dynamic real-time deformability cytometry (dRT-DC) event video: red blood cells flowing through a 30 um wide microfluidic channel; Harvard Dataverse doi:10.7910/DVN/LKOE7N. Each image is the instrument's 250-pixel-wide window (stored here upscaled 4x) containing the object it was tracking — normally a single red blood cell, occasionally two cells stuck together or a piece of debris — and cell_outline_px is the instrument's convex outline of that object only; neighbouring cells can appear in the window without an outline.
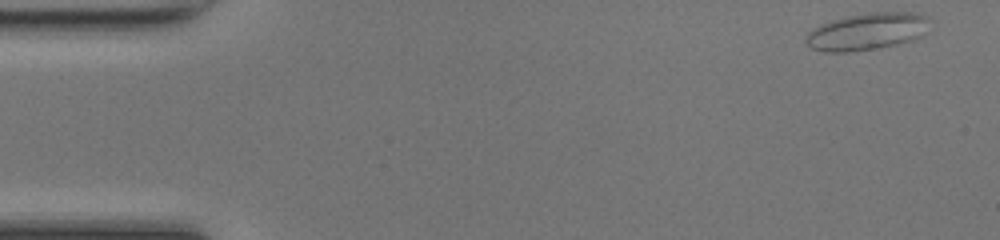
{"species": "common noctule bat (a hibernating species)", "species_latin": "Nyctalus noctula", "temperature_condition": "room temperature", "stored_images_in_passage": 46, "segment_of_instrument_passage": [1, 2], "camera_frame_rate_fps": 3000, "um_per_image_px": 0.085, "animal": {"sex": "female", "body_mass_g": 17.0, "forearm_length_mm": 48.0}, "frame": {"image": 1, "passage_image": 1, "time_ms": 0.0, "image_size_px": [1000, 240], "cell_outline_px": [[932, 20], [924, 36], [916, 40], [880, 48], [848, 52], [824, 52], [812, 48], [804, 40], [808, 32], [832, 20], [848, 16], [872, 12], [912, 12], [928, 16]], "centroid_in_image_um": [73.8, 2.68], "position_along_channel_um": 11.2, "area_um2": 27.05}}
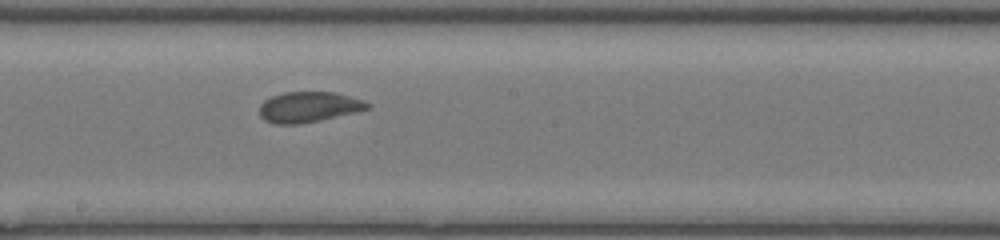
{"frame": {"image": 2, "passage_image": 25, "time_ms": 8.0, "image_size_px": [1000, 240], "cell_outline_px": [[372, 104], [368, 108], [356, 112], [320, 120], [300, 124], [276, 124], [264, 120], [260, 116], [260, 104], [264, 100], [272, 96], [284, 92], [336, 92]], "centroid_in_image_um": [26.2, 9.1], "position_along_channel_um": 222.0, "area_um2": 19.07}}
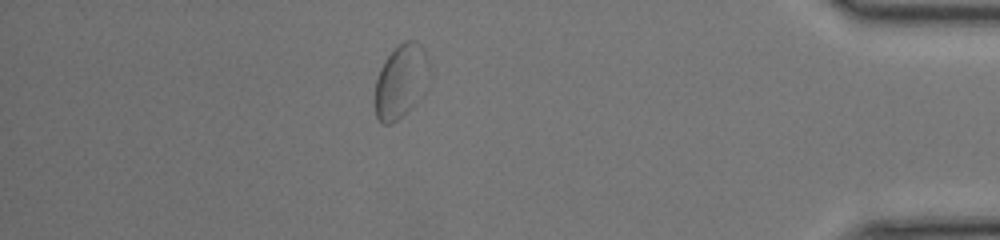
{"frame": {"image": 3, "passage_image": 41, "time_ms": 13.333, "image_size_px": [1000, 240], "cell_outline_px": [[428, 68], [416, 100], [392, 124], [384, 124], [376, 116], [372, 104], [376, 80], [380, 68], [384, 60], [404, 40], [416, 40], [424, 48], [428, 60]], "centroid_in_image_um": [33.97, 6.88], "position_along_channel_um": 401.2, "area_um2": 22.54}}